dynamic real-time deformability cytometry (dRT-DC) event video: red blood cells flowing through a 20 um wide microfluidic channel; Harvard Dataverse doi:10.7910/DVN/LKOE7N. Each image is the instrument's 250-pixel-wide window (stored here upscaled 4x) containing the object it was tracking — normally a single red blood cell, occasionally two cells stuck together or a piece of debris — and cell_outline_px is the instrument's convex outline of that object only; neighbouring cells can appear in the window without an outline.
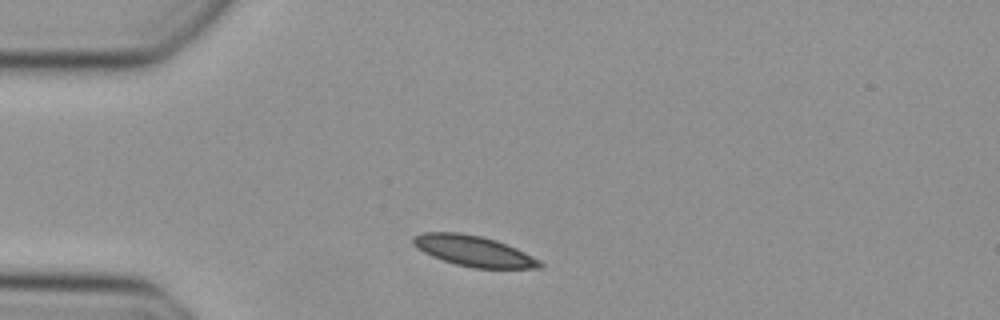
{"species": "Egyptian fruit bat (a non-hibernating species)", "species_latin": "Rousettus aegyptiacus", "temperature_condition": "cold", "stored_images_in_passage": 38, "camera_frame_rate_fps": 3000, "um_per_image_px": 0.085, "animal": {"sex": "female"}, "frame": {"image": 1, "passage_image": 1, "time_ms": 0.0, "image_size_px": [1000, 320], "cell_outline_px": [[544, 268], [472, 268], [456, 264], [432, 256], [424, 252], [412, 244], [412, 236], [424, 232], [460, 232], [480, 236], [496, 240], [516, 248], [540, 260], [544, 264]], "centroid_in_image_um": [40.26, 21.33], "position_along_channel_um": 44.7, "area_um2": 22.6}}
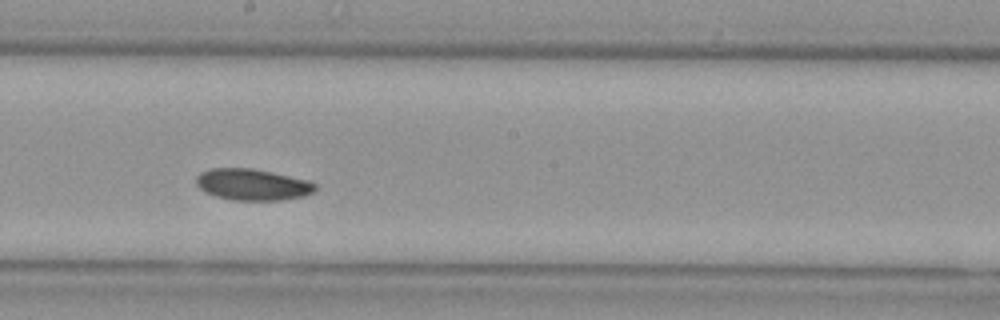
{"frame": {"image": 2, "passage_image": 16, "time_ms": 5.0, "image_size_px": [1000, 320], "cell_outline_px": [[316, 188], [312, 192], [304, 196], [280, 200], [232, 200], [216, 196], [204, 192], [196, 184], [196, 176], [200, 172], [212, 168], [252, 168], [308, 180], [316, 184]], "centroid_in_image_um": [21.43, 15.69], "position_along_channel_um": 226.8, "area_um2": 21.73}}
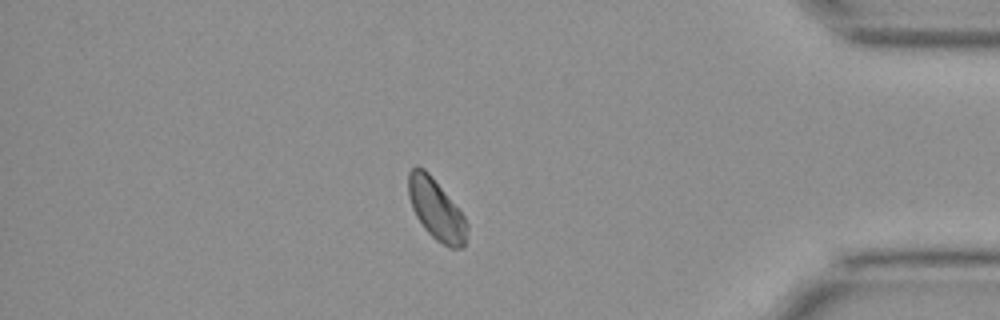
{"frame": {"image": 3, "passage_image": 31, "time_ms": 10.0, "image_size_px": [1000, 320], "cell_outline_px": [[468, 228], [464, 248], [448, 248], [436, 240], [424, 228], [416, 216], [412, 208], [408, 196], [408, 172], [416, 164], [424, 168], [432, 176], [464, 216], [468, 224]], "centroid_in_image_um": [37.07, 17.8], "position_along_channel_um": 398.1, "area_um2": 20.87}}